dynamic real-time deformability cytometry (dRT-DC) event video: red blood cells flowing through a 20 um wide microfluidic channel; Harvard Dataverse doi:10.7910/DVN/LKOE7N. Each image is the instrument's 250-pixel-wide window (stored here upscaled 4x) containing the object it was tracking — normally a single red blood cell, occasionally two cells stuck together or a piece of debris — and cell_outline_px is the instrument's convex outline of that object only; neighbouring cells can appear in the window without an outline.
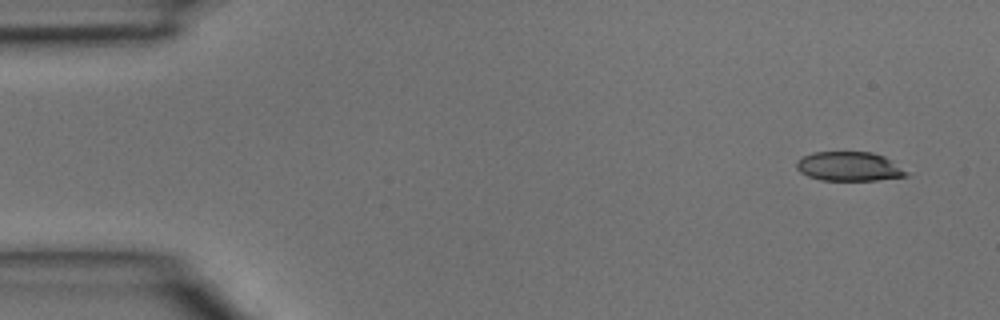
{"species": "common noctule bat (a hibernating species)", "species_latin": "Nyctalus noctula", "temperature_condition": "room temperature", "stored_images_in_passage": 32, "camera_frame_rate_fps": 3000, "um_per_image_px": 0.085, "animal": {"sex": "male", "body_mass_g": 15.6}, "frame": {"image": 1, "passage_image": 1, "time_ms": 0.0, "image_size_px": [1000, 320], "cell_outline_px": [[912, 172], [908, 176], [876, 180], [820, 180], [808, 176], [800, 172], [796, 168], [796, 164], [804, 156], [812, 152], [872, 152], [884, 156]], "centroid_in_image_um": [72.24, 14.15], "position_along_channel_um": 12.8, "area_um2": 18.84}}
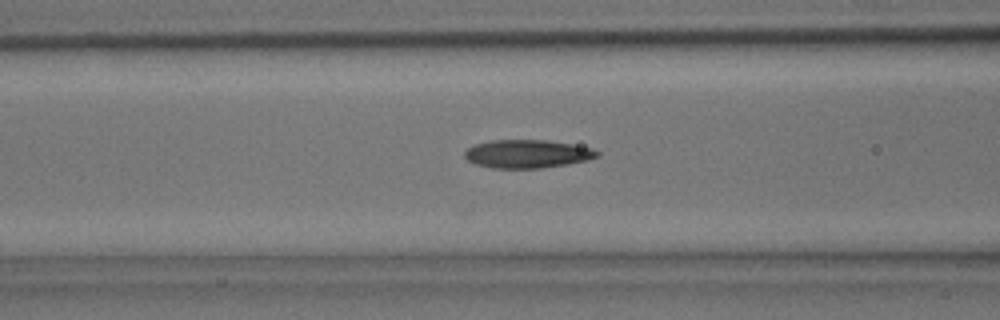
{"frame": {"image": 2, "passage_image": 14, "time_ms": 4.333, "image_size_px": [1000, 320], "cell_outline_px": [[600, 156], [588, 160], [568, 164], [540, 168], [492, 168], [476, 164], [468, 160], [464, 156], [464, 152], [468, 148], [476, 144], [492, 140], [544, 140], [572, 144], [592, 148], [600, 152]], "centroid_in_image_um": [44.85, 13.08], "position_along_channel_um": 121.8, "area_um2": 21.79}}